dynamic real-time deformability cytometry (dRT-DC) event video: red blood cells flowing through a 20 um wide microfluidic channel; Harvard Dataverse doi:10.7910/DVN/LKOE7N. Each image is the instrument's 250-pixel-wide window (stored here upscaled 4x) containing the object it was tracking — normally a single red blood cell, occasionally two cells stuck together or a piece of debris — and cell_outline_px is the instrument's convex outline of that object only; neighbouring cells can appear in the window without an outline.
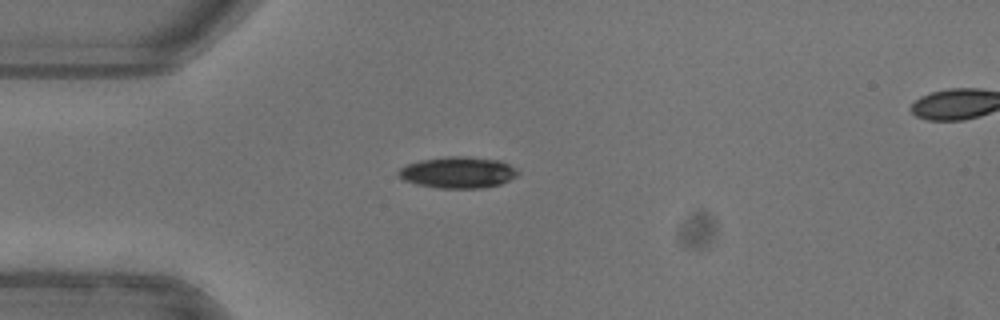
{"species": "common noctule bat (a hibernating species)", "species_latin": "Nyctalus noctula", "temperature_condition": "warm", "stored_images_in_passage": 39, "camera_frame_rate_fps": 3000, "um_per_image_px": 0.085, "animal": {"sex": "female"}, "frame": {"image": 1, "passage_image": 1, "time_ms": 0.0, "image_size_px": [1000, 320], "cell_outline_px": [[520, 172], [516, 176], [500, 184], [480, 188], [436, 188], [416, 184], [404, 180], [396, 172], [400, 168], [408, 164], [420, 160], [448, 156], [464, 156], [500, 160], [516, 168]], "centroid_in_image_um": [38.92, 14.65], "position_along_channel_um": 46.1, "area_um2": 21.79}}
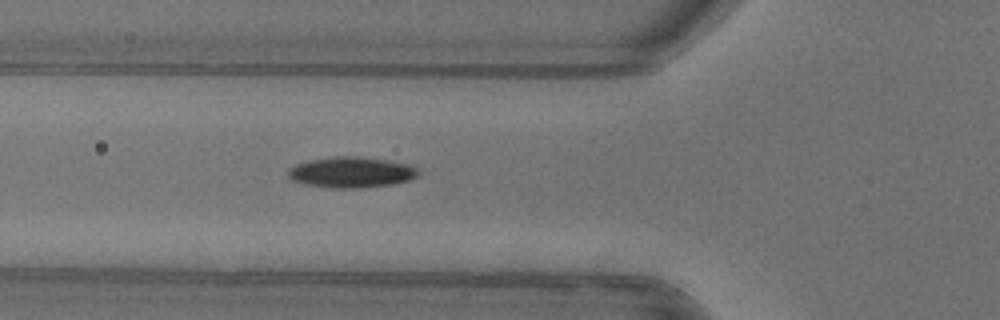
{"frame": {"image": 2, "passage_image": 6, "time_ms": 1.667, "image_size_px": [1000, 320], "cell_outline_px": [[420, 176], [408, 180], [392, 184], [360, 188], [332, 188], [304, 184], [292, 180], [288, 176], [288, 168], [296, 164], [308, 160], [336, 156], [360, 156], [388, 160], [408, 164], [420, 168]], "centroid_in_image_um": [29.89, 14.64], "position_along_channel_um": 95.9, "area_um2": 23.64}, "authors_computed_cell_mechanics": {"area_um2": 22.4842, "velocity_mm_per_s": 3.9765, "shape_relaxation_time_tau1_ms": 4.9208, "shape_relaxation_time_tau2_ms": null, "deformation_change_tau1": 0.1767, "deformation_change_tau2": null}}